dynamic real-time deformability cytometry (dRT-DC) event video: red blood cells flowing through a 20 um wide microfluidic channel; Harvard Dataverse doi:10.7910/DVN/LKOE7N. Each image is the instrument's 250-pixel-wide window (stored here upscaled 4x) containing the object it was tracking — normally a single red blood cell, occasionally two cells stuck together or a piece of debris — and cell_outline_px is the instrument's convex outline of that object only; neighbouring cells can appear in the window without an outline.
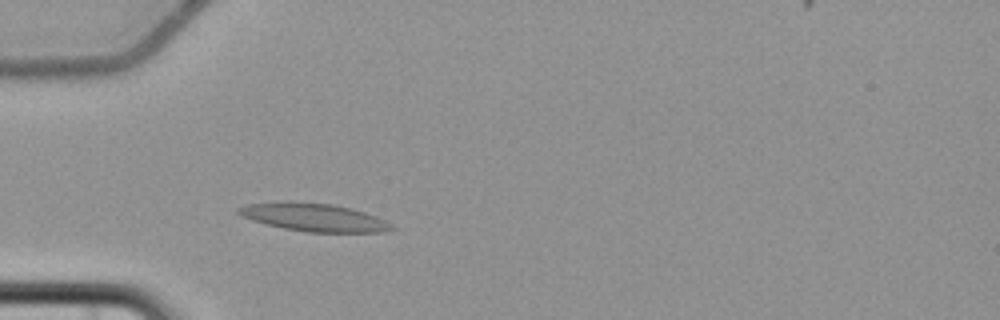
{"species": "common noctule bat (a hibernating species)", "species_latin": "Nyctalus noctula", "temperature_condition": "cold", "stored_images_in_passage": 4, "camera_frame_rate_fps": 3000, "um_per_image_px": 0.085, "animal": {"sex": "female", "body_mass_g": 22.7, "forearm_length_mm": 54.2}, "frame": {"image": 1, "passage_image": 4, "time_ms": 3.667, "image_size_px": [1000, 320], "cell_outline_px": [[396, 228], [384, 232], [308, 232], [284, 228], [252, 220], [240, 216], [236, 212], [236, 208], [244, 204], [288, 200], [332, 204], [352, 208], [376, 216], [392, 224]], "centroid_in_image_um": [26.64, 18.45], "position_along_channel_um": 58.4, "area_um2": 25.26}}